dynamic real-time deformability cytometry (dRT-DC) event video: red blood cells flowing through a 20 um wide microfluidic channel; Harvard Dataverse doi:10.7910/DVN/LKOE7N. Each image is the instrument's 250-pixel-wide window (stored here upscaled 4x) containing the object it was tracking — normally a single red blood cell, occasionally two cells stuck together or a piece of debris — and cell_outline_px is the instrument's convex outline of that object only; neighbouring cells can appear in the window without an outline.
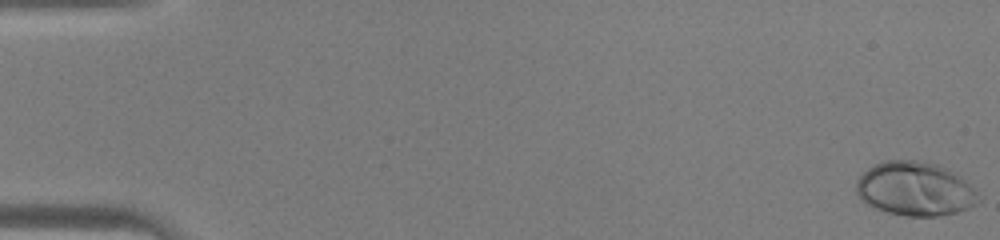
{"species": "human", "species_latin": "Homo sapiens", "temperature_condition": "warm", "stored_images_in_passage": 14, "camera_frame_rate_fps": 3000, "um_per_image_px": 0.085, "donor": {"sex": "male"}, "frame": {"image": 1, "passage_image": 1, "time_ms": 0.0, "image_size_px": [1000, 240], "cell_outline_px": [[980, 200], [976, 204], [968, 208], [956, 212], [936, 216], [908, 216], [888, 212], [876, 208], [860, 200], [856, 192], [856, 180], [868, 168], [884, 160], [916, 160], [936, 164], [944, 168], [964, 180], [976, 192]], "centroid_in_image_um": [77.73, 16.06], "position_along_channel_um": 7.3, "area_um2": 37.97}}
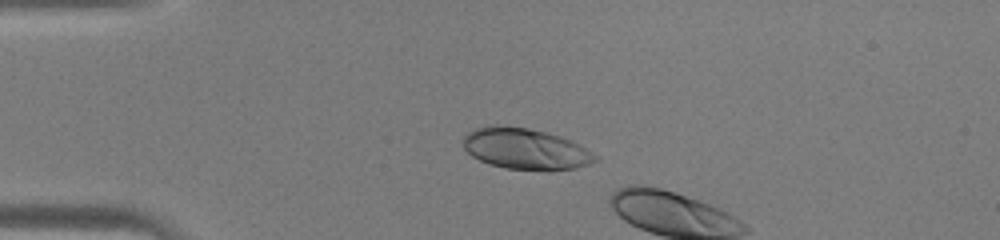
{"frame": {"image": 2, "passage_image": 12, "time_ms": 3.667, "image_size_px": [1000, 240], "cell_outline_px": [[600, 160], [576, 168], [548, 172], [504, 168], [488, 164], [472, 156], [464, 148], [464, 136], [468, 132], [476, 128], [496, 124], [528, 128], [560, 136], [600, 156]], "centroid_in_image_um": [44.68, 12.68], "position_along_channel_um": 40.3, "area_um2": 31.91}}